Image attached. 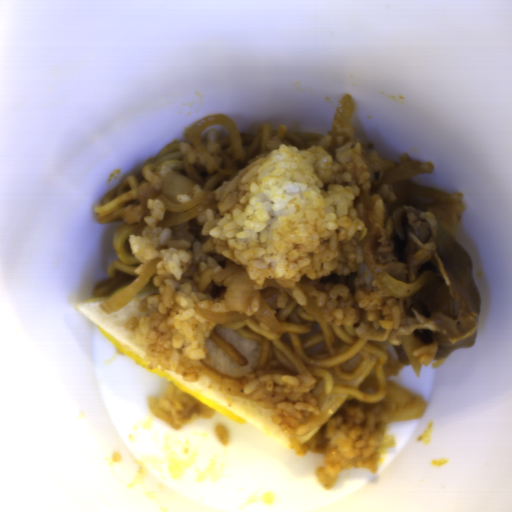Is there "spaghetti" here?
Segmentation results:
<instances>
[{
	"mask_svg": "<svg viewBox=\"0 0 512 512\" xmlns=\"http://www.w3.org/2000/svg\"><path fill=\"white\" fill-rule=\"evenodd\" d=\"M182 144L178 140L170 143L162 149L156 158L145 165L136 174L124 178L115 188L105 194L94 211L99 223L107 224L124 219V213L128 207L138 204V189L143 183H162L157 169L165 161H180L183 164V156L178 148Z\"/></svg>",
	"mask_w": 512,
	"mask_h": 512,
	"instance_id": "obj_3",
	"label": "spaghetti"
},
{
	"mask_svg": "<svg viewBox=\"0 0 512 512\" xmlns=\"http://www.w3.org/2000/svg\"><path fill=\"white\" fill-rule=\"evenodd\" d=\"M204 373L209 375L214 382L219 384L224 388L226 392L231 394L234 397H240L245 399H253L252 396L248 394H243L242 392V382L245 378L237 377V376H230V375H224L209 364L202 368Z\"/></svg>",
	"mask_w": 512,
	"mask_h": 512,
	"instance_id": "obj_5",
	"label": "spaghetti"
},
{
	"mask_svg": "<svg viewBox=\"0 0 512 512\" xmlns=\"http://www.w3.org/2000/svg\"><path fill=\"white\" fill-rule=\"evenodd\" d=\"M209 337L213 339L225 352V354L230 357L235 364L238 366H246L248 361L247 359L241 355L234 347H232L224 338H222L216 331L213 326L210 332Z\"/></svg>",
	"mask_w": 512,
	"mask_h": 512,
	"instance_id": "obj_6",
	"label": "spaghetti"
},
{
	"mask_svg": "<svg viewBox=\"0 0 512 512\" xmlns=\"http://www.w3.org/2000/svg\"><path fill=\"white\" fill-rule=\"evenodd\" d=\"M264 289H278L276 308L269 309L277 319L282 334H276L255 315L243 321L221 324L258 342L260 356L253 373L273 371L298 375L313 384L321 381L325 393L347 395L364 402H380L387 396L388 375L384 368L388 348L403 344L390 337L394 330L377 328L372 322L336 326L325 316H316L300 305L290 289L266 279Z\"/></svg>",
	"mask_w": 512,
	"mask_h": 512,
	"instance_id": "obj_1",
	"label": "spaghetti"
},
{
	"mask_svg": "<svg viewBox=\"0 0 512 512\" xmlns=\"http://www.w3.org/2000/svg\"><path fill=\"white\" fill-rule=\"evenodd\" d=\"M239 137L244 150V157L235 160L234 147L223 125H212L203 129L201 134V142L204 147L207 144L220 145L218 154L221 157L219 164L221 169L225 170L226 168V161L222 157L223 154L229 155L235 164L233 174H222L218 170L209 172L210 177L205 187L201 188V191H213L218 201L223 196L230 183L241 171L267 153V145L270 140L279 137L290 146L302 150L319 144L326 136L319 133L289 131L284 125L275 129L270 123H266L258 131L251 134H239Z\"/></svg>",
	"mask_w": 512,
	"mask_h": 512,
	"instance_id": "obj_2",
	"label": "spaghetti"
},
{
	"mask_svg": "<svg viewBox=\"0 0 512 512\" xmlns=\"http://www.w3.org/2000/svg\"><path fill=\"white\" fill-rule=\"evenodd\" d=\"M133 234L135 233L132 226L127 223L117 228L113 236L115 260L110 263L104 280L92 288V297L96 298L115 291L139 277L140 274H136L135 270L140 266L141 261L135 257L129 244L130 236Z\"/></svg>",
	"mask_w": 512,
	"mask_h": 512,
	"instance_id": "obj_4",
	"label": "spaghetti"
}]
</instances>
